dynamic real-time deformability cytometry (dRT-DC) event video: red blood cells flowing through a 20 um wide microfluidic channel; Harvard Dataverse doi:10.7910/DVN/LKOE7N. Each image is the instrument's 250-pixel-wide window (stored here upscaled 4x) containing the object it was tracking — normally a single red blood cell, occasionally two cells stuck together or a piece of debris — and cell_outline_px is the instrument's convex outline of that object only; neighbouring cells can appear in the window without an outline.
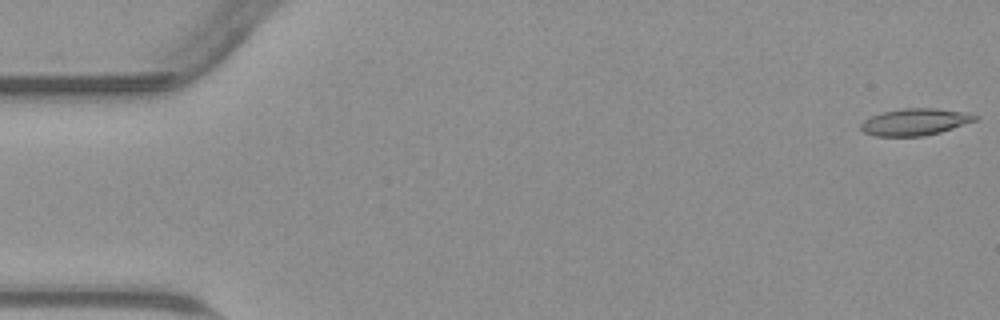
{"species": "common noctule bat (a hibernating species)", "species_latin": "Nyctalus noctula", "temperature_condition": "warm", "stored_images_in_passage": 55, "camera_frame_rate_fps": 3000, "um_per_image_px": 0.085, "animal": {"sex": "male", "body_mass_g": 23.1, "forearm_length_mm": 52.7}, "frame": {"image": 1, "passage_image": 1, "time_ms": 0.0, "image_size_px": [1000, 320], "cell_outline_px": [[980, 116], [976, 120], [940, 132], [924, 136], [876, 136], [864, 132], [860, 128], [860, 124], [864, 120], [872, 116], [884, 112], [904, 108], [932, 108], [968, 112]], "centroid_in_image_um": [77.79, 10.36], "position_along_channel_um": 7.2, "area_um2": 17.74}}
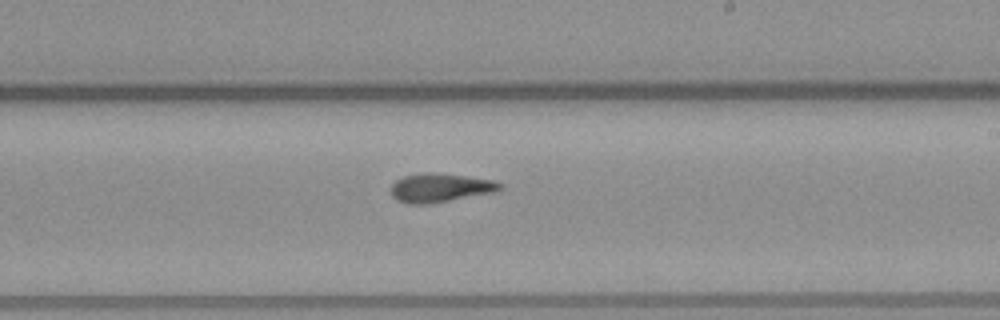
{"frame": {"image": 2, "passage_image": 32, "time_ms": 10.333, "image_size_px": [1000, 320], "cell_outline_px": [[504, 188], [496, 192], [428, 204], [408, 204], [396, 200], [392, 196], [392, 184], [396, 180], [404, 176], [424, 172], [428, 172], [464, 176], [492, 180], [504, 184]], "centroid_in_image_um": [37.43, 15.97], "position_along_channel_um": 251.6, "area_um2": 18.26}}
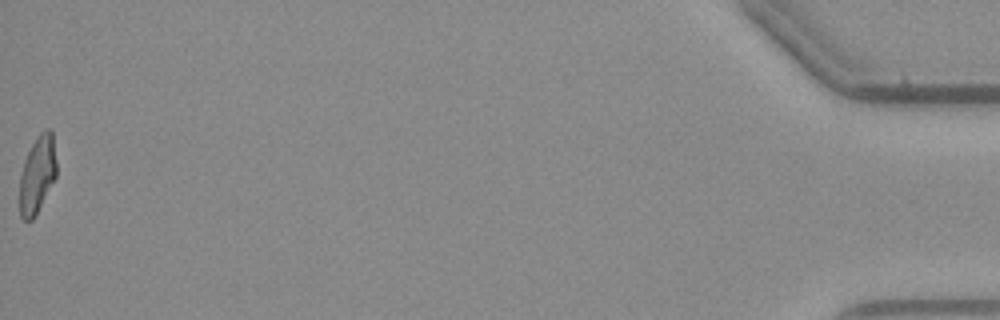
{"frame": {"image": 3, "passage_image": 55, "time_ms": 18.0, "image_size_px": [1000, 320], "cell_outline_px": [[56, 176], [32, 220], [24, 220], [20, 216], [20, 172], [24, 160], [36, 136], [40, 132], [48, 128], [52, 128], [56, 160]], "centroid_in_image_um": [3.17, 14.77], "position_along_channel_um": 432.0, "area_um2": 16.47}, "authors_computed_cell_mechanics": {"area_um2": 17.8024, "velocity_mm_per_s": 3.7962, "shape_relaxation_time_tau1_ms": null, "shape_relaxation_time_tau2_ms": 4.8326, "deformation_change_tau1": null, "deformation_change_tau2": 0.1495}}